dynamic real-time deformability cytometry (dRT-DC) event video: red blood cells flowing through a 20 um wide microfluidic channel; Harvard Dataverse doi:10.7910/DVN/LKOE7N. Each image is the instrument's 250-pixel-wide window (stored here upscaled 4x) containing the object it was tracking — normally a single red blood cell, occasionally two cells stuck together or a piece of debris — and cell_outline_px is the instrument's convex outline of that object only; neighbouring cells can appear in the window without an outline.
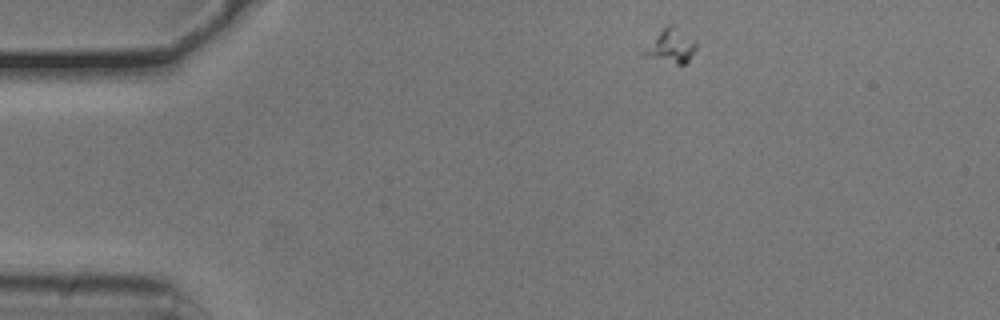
{"species": "common noctule bat (a hibernating species)", "species_latin": "Nyctalus noctula", "temperature_condition": "cold", "stored_images_in_passage": 39, "camera_frame_rate_fps": 3000, "um_per_image_px": 0.085, "animal": {"sex": "male", "body_mass_g": 20.5, "forearm_length_mm": 52.5}, "frame": {"image": 1, "passage_image": 1, "time_ms": 0.0, "image_size_px": [1000, 320], "cell_outline_px": [[696, 48], [688, 60], [684, 64], [676, 64], [644, 56], [640, 52], [668, 24], [676, 24], [696, 40]], "centroid_in_image_um": [57.05, 3.88], "position_along_channel_um": 28.0, "area_um2": 10.35}}